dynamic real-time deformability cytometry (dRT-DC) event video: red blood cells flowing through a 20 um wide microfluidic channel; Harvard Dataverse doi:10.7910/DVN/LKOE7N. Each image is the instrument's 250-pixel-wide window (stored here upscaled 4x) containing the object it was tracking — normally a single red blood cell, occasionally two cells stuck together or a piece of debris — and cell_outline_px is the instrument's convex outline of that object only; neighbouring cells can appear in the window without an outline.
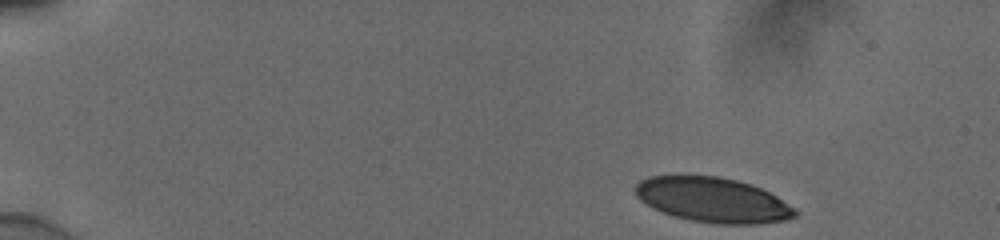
{"species": "human", "species_latin": "Homo sapiens", "temperature_condition": "cold", "stored_images_in_passage": 48, "camera_frame_rate_fps": 3000, "um_per_image_px": 0.085, "donor": {"sex": "male"}, "frame": {"image": 1, "passage_image": 1, "time_ms": 0.0, "image_size_px": [1000, 240], "cell_outline_px": [[800, 212], [796, 216], [784, 220], [760, 224], [716, 224], [692, 220], [676, 216], [652, 208], [640, 200], [636, 196], [636, 184], [640, 180], [648, 176], [720, 176], [752, 184], [776, 196], [796, 208]], "centroid_in_image_um": [60.62, 17.0], "position_along_channel_um": 24.4, "area_um2": 41.73}}
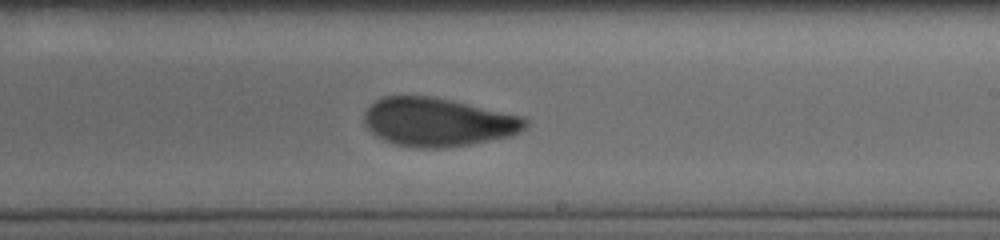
{"frame": {"image": 2, "passage_image": 28, "time_ms": 9.0, "image_size_px": [1000, 240], "cell_outline_px": [[528, 128], [512, 136], [472, 144], [444, 148], [416, 148], [396, 144], [384, 140], [376, 136], [364, 124], [364, 112], [376, 100], [384, 96], [432, 96], [452, 100], [520, 116], [528, 120]], "centroid_in_image_um": [37.23, 10.39], "position_along_channel_um": 251.8, "area_um2": 45.66}}
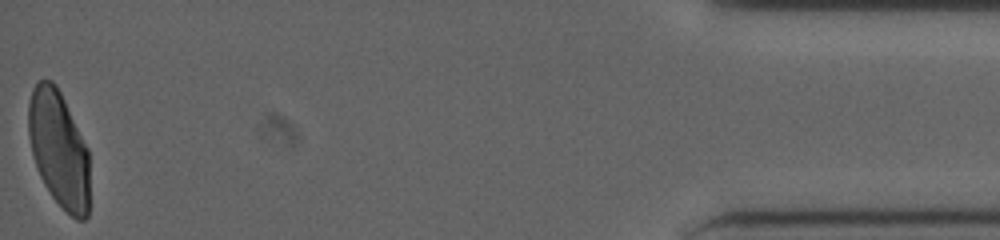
{"frame": {"image": 3, "passage_image": 48, "time_ms": 15.667, "image_size_px": [1000, 240], "cell_outline_px": [[88, 216], [84, 220], [76, 220], [52, 196], [44, 184], [40, 176], [32, 152], [28, 136], [28, 104], [32, 88], [36, 80], [52, 80], [56, 84], [88, 148]], "centroid_in_image_um": [4.98, 12.63], "position_along_channel_um": 430.2, "area_um2": 41.27}, "authors_computed_cell_mechanics": {"area_um2": 45.373, "velocity_mm_per_s": 3.8602, "shape_relaxation_time_tau1_ms": 6.5839, "shape_relaxation_time_tau2_ms": 1.3234, "deformation_change_tau1": 0.1824, "deformation_change_tau2": 0.0692}}